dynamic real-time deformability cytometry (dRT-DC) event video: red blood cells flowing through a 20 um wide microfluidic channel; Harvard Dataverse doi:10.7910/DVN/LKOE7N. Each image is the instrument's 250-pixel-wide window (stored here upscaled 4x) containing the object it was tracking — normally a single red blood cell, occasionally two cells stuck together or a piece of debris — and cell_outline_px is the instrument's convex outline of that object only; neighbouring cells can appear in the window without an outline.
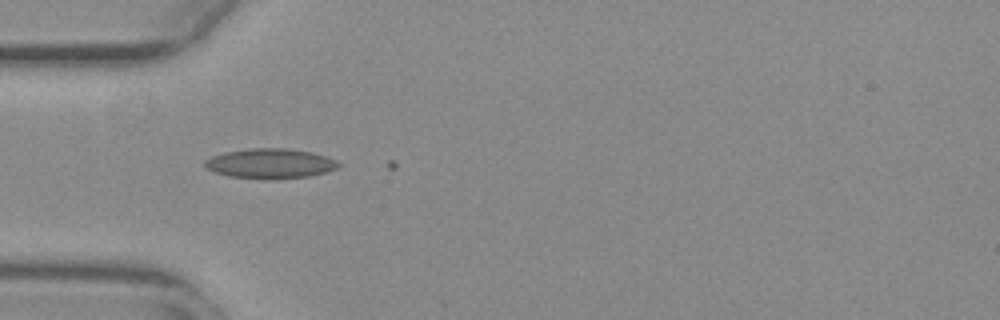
{"species": "common noctule bat (a hibernating species)", "species_latin": "Nyctalus noctula", "temperature_condition": "warm", "stored_images_in_passage": 2, "camera_frame_rate_fps": 3000, "um_per_image_px": 0.085, "animal": {"sex": "female", "body_mass_g": 29.2, "forearm_length_mm": 56.3}, "frame": {"image": 1, "passage_image": 1, "time_ms": 0.0, "image_size_px": [1000, 320], "cell_outline_px": [[340, 164], [336, 168], [324, 172], [308, 176], [228, 176], [216, 172], [208, 168], [204, 164], [204, 160], [212, 156], [224, 152], [248, 148], [284, 148], [312, 152], [336, 160]], "centroid_in_image_um": [22.94, 13.83], "position_along_channel_um": 62.1, "area_um2": 22.02}}